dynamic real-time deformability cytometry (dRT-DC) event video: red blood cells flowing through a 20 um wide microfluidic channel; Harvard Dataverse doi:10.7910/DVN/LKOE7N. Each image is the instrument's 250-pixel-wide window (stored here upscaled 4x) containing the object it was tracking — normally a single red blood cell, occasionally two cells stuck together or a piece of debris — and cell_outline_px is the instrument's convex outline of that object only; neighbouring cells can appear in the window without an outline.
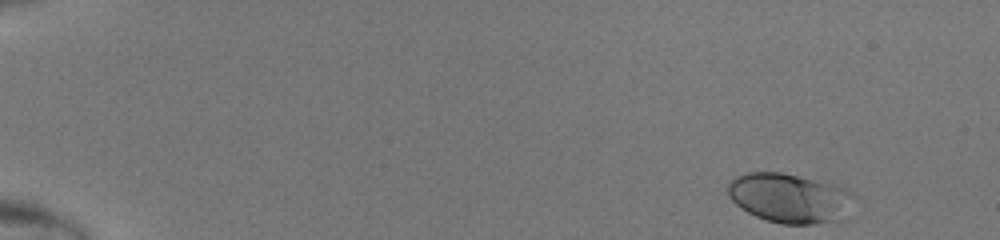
{"species": "human", "species_latin": "Homo sapiens", "temperature_condition": "room temperature", "stored_images_in_passage": 45, "camera_frame_rate_fps": 3000, "um_per_image_px": 0.085, "donor": {"sex": "male"}, "frame": {"image": 1, "passage_image": 1, "time_ms": 0.0, "image_size_px": [1000, 240], "cell_outline_px": [[856, 196], [832, 220], [812, 224], [780, 224], [756, 216], [740, 208], [728, 196], [728, 184], [736, 176], [748, 172], [780, 172], [836, 184], [852, 192]], "centroid_in_image_um": [67.01, 16.8], "position_along_channel_um": 18.0, "area_um2": 35.49}}
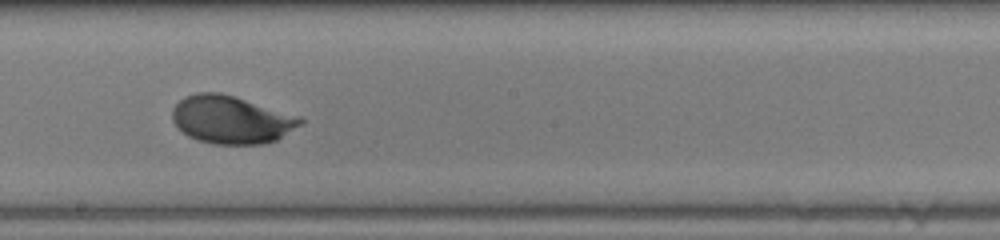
{"frame": {"image": 2, "passage_image": 26, "time_ms": 8.333, "image_size_px": [1000, 240], "cell_outline_px": [[304, 124], [276, 140], [264, 144], [212, 144], [196, 140], [188, 136], [172, 120], [172, 108], [184, 96], [196, 92], [220, 92], [236, 96], [300, 116], [304, 120]], "centroid_in_image_um": [19.68, 10.16], "position_along_channel_um": 228.5, "area_um2": 36.07}}
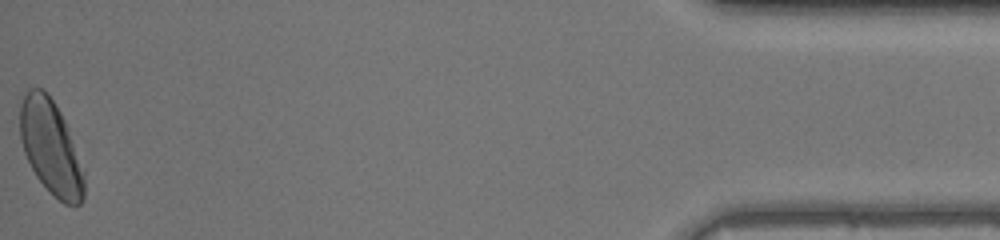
{"frame": {"image": 3, "passage_image": 45, "time_ms": 14.667, "image_size_px": [1000, 240], "cell_outline_px": [[84, 200], [80, 204], [64, 204], [36, 176], [24, 152], [20, 140], [20, 104], [28, 88], [40, 88], [52, 100], [60, 112], [64, 120], [84, 172]], "centroid_in_image_um": [4.3, 12.52], "position_along_channel_um": 430.9, "area_um2": 34.39}}